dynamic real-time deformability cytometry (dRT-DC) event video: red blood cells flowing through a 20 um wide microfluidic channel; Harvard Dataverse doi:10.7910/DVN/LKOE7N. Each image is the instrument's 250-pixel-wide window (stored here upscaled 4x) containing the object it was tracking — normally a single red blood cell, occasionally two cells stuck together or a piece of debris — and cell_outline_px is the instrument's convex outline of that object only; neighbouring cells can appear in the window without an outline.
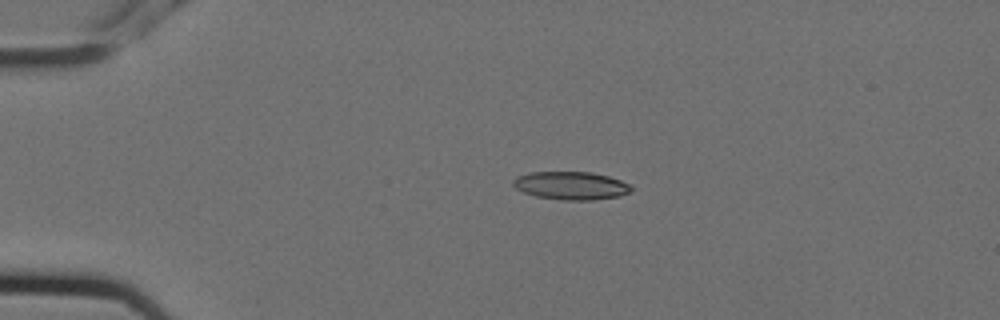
{"species": "Egyptian fruit bat (a non-hibernating species)", "species_latin": "Rousettus aegyptiacus", "temperature_condition": "cold", "stored_images_in_passage": 3, "camera_frame_rate_fps": 3000, "um_per_image_px": 0.085, "animal": {"sex": "female"}, "frame": {"image": 1, "passage_image": 2, "time_ms": 0.333, "image_size_px": [1000, 320], "cell_outline_px": [[632, 192], [620, 196], [592, 200], [560, 200], [536, 196], [524, 192], [516, 188], [512, 184], [512, 180], [516, 176], [528, 172], [592, 172], [608, 176], [620, 180], [628, 184], [632, 188]], "centroid_in_image_um": [48.52, 15.77], "position_along_channel_um": 36.5, "area_um2": 19.42}}